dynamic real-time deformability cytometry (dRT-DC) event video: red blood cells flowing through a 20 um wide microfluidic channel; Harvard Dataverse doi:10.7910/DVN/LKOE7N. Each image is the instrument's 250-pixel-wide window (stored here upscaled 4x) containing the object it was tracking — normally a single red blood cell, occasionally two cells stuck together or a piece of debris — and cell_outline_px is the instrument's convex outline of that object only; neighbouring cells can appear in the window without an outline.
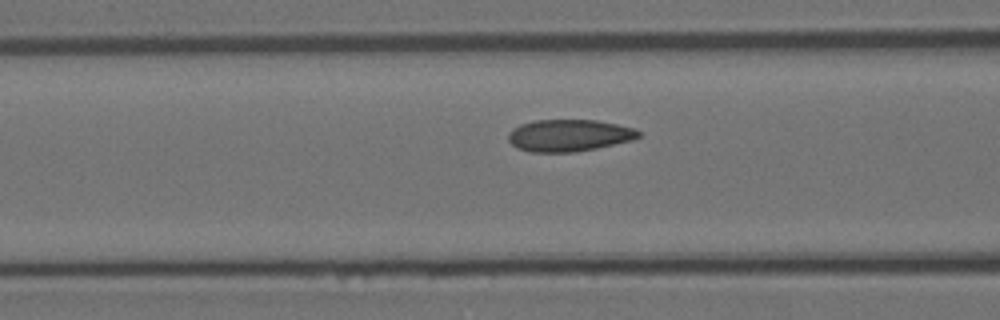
{"species": "Egyptian fruit bat (a non-hibernating species)", "species_latin": "Rousettus aegyptiacus", "temperature_condition": "room temperature", "stored_images_in_passage": 18, "camera_frame_rate_fps": 3000, "um_per_image_px": 0.085, "animal": {"sex": "female"}, "frame": {"image": 1, "passage_image": 16, "time_ms": 5.0, "image_size_px": [1000, 320], "cell_outline_px": [[640, 136], [632, 140], [596, 148], [576, 152], [528, 152], [516, 148], [508, 140], [508, 132], [512, 128], [520, 124], [536, 120], [596, 120], [636, 128], [640, 132]], "centroid_in_image_um": [48.33, 11.51], "position_along_channel_um": 118.3, "area_um2": 24.39}}